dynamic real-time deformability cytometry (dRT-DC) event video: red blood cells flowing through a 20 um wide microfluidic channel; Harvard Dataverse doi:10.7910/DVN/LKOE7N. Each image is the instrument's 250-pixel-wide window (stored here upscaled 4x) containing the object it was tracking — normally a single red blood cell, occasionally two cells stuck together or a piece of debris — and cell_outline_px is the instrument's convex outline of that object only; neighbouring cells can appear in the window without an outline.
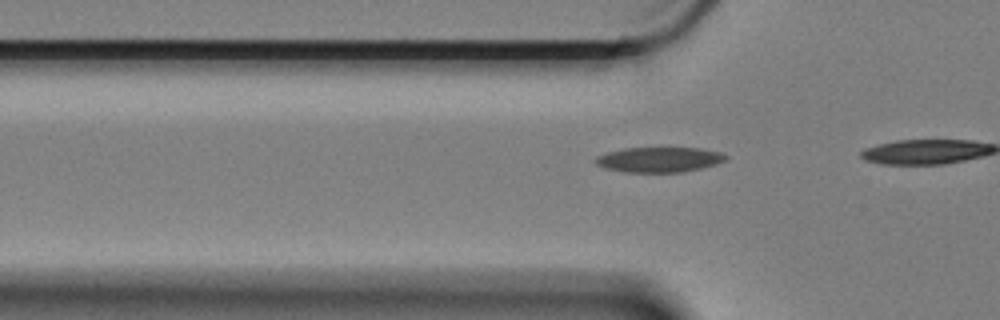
{"species": "Egyptian fruit bat (a non-hibernating species)", "species_latin": "Rousettus aegyptiacus", "temperature_condition": "cold", "stored_images_in_passage": 10, "camera_frame_rate_fps": 3000, "um_per_image_px": 0.085, "animal": {"sex": "female"}, "frame": {"image": 1, "passage_image": 4, "time_ms": 1.0, "image_size_px": [1000, 320], "cell_outline_px": [[728, 156], [724, 160], [716, 164], [684, 172], [624, 172], [604, 168], [596, 164], [596, 156], [608, 152], [624, 148], [700, 148], [720, 152]], "centroid_in_image_um": [56.01, 13.57], "position_along_channel_um": 69.8, "area_um2": 18.96}}
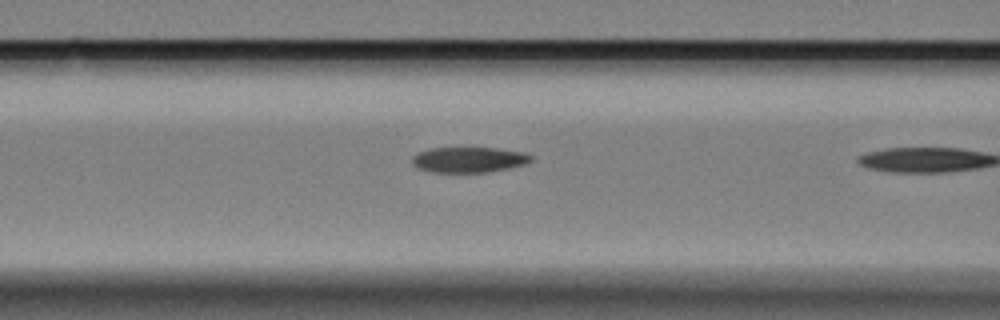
{"frame": {"image": 2, "passage_image": 9, "time_ms": 2.667, "image_size_px": [1000, 320], "cell_outline_px": [[532, 160], [524, 164], [484, 172], [436, 172], [416, 168], [412, 164], [412, 156], [416, 152], [428, 148], [496, 148], [524, 152], [532, 156]], "centroid_in_image_um": [39.78, 13.56], "position_along_channel_um": 126.8, "area_um2": 17.51}}